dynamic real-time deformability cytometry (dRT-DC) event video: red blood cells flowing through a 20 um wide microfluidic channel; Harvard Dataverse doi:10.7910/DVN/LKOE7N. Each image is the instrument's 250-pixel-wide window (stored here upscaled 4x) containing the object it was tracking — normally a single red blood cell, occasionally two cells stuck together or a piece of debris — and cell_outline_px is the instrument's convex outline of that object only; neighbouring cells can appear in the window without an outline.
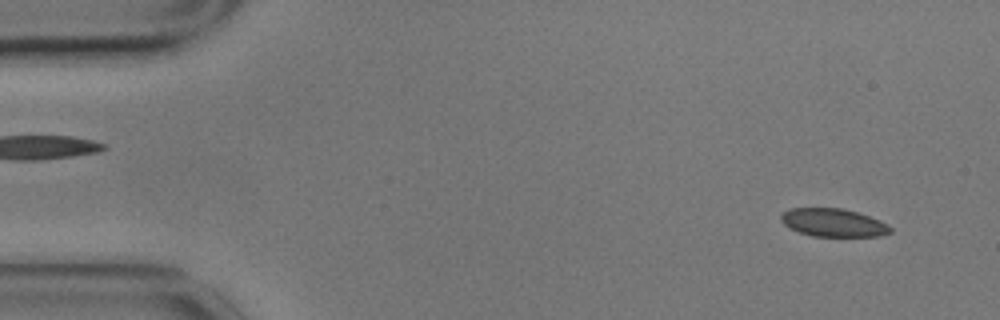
{"species": "common noctule bat (a hibernating species)", "species_latin": "Nyctalus noctula", "temperature_condition": "cold", "stored_images_in_passage": 56, "camera_frame_rate_fps": 3000, "um_per_image_px": 0.085, "animal": {"sex": "male", "body_mass_g": 17.9}, "frame": {"image": 1, "passage_image": 3, "time_ms": 0.667, "image_size_px": [1000, 320], "cell_outline_px": [[892, 232], [880, 236], [812, 236], [788, 228], [780, 220], [780, 216], [788, 208], [840, 208], [856, 212], [880, 220], [888, 224], [892, 228]], "centroid_in_image_um": [70.82, 18.93], "position_along_channel_um": 14.2, "area_um2": 17.92}}
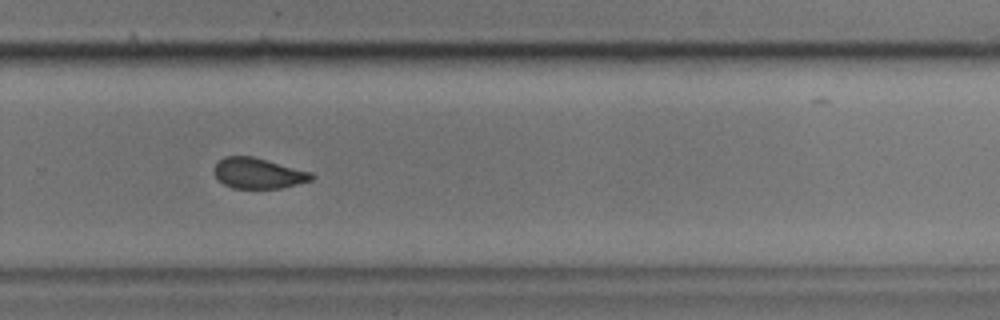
{"frame": {"image": 2, "passage_image": 37, "time_ms": 12.0, "image_size_px": [1000, 320], "cell_outline_px": [[316, 176], [312, 180], [280, 188], [232, 188], [224, 184], [216, 176], [212, 168], [224, 156], [252, 156], [268, 160], [312, 172]], "centroid_in_image_um": [21.96, 14.72], "position_along_channel_um": 307.8, "area_um2": 17.34}}
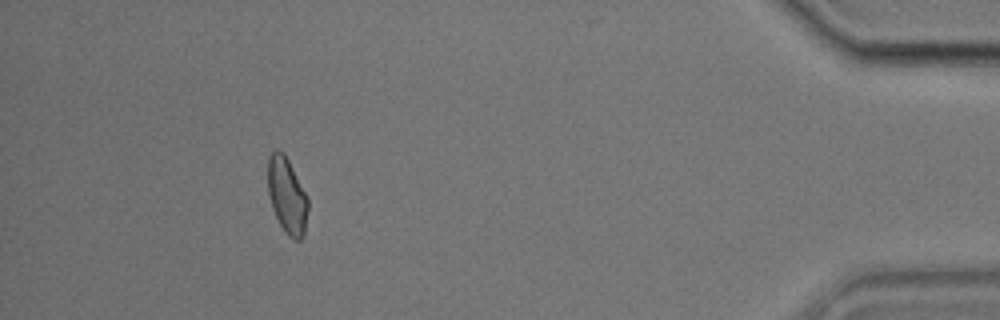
{"frame": {"image": 3, "passage_image": 51, "time_ms": 16.667, "image_size_px": [1000, 320], "cell_outline_px": [[308, 208], [304, 236], [300, 240], [292, 240], [284, 232], [272, 208], [268, 192], [268, 156], [276, 148], [284, 152], [308, 196]], "centroid_in_image_um": [24.4, 16.63], "position_along_channel_um": 410.8, "area_um2": 18.03}, "authors_computed_cell_mechanics": {"area_um2": 18.3804, "velocity_mm_per_s": 3.4847, "shape_relaxation_time_tau1_ms": null, "shape_relaxation_time_tau2_ms": 2.1148, "deformation_change_tau1": null, "deformation_change_tau2": 0.0611}}